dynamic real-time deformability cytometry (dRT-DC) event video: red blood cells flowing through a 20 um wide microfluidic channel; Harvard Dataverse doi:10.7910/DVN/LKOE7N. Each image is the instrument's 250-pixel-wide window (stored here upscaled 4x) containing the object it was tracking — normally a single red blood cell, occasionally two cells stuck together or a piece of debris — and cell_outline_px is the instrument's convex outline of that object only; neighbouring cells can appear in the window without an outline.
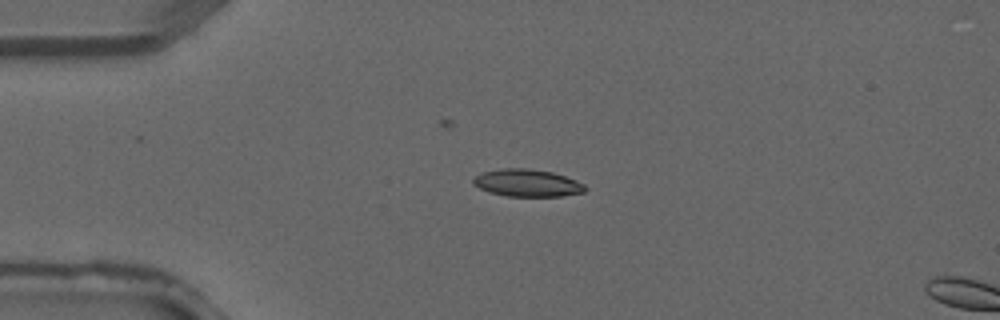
{"species": "common noctule bat (a hibernating species)", "species_latin": "Nyctalus noctula", "temperature_condition": "warm", "stored_images_in_passage": 3, "camera_frame_rate_fps": 3000, "um_per_image_px": 0.085, "animal": {"sex": "male", "forearm_length_mm": 52.5}, "frame": {"image": 1, "passage_image": 2, "time_ms": 0.333, "image_size_px": [1000, 320], "cell_outline_px": [[588, 188], [584, 192], [560, 196], [508, 196], [488, 192], [472, 184], [472, 180], [480, 172], [500, 168], [528, 168], [552, 172], [576, 180], [584, 184]], "centroid_in_image_um": [44.79, 15.54], "position_along_channel_um": 40.2, "area_um2": 17.92}}